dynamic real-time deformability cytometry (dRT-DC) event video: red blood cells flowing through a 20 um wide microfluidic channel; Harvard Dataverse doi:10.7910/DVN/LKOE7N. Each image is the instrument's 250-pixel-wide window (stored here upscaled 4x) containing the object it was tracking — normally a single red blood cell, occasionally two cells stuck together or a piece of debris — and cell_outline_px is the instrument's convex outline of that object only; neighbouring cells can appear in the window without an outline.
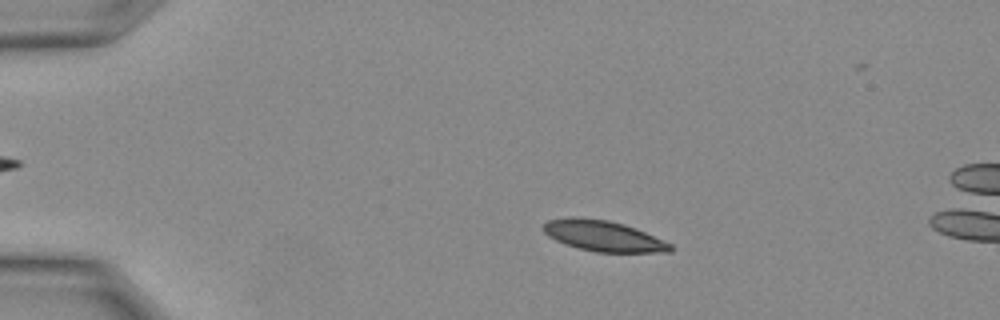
{"species": "Egyptian fruit bat (a non-hibernating species)", "species_latin": "Rousettus aegyptiacus", "temperature_condition": "warm", "stored_images_in_passage": 10, "camera_frame_rate_fps": 3000, "um_per_image_px": 0.085, "animal": {"sex": "female"}, "frame": {"image": 1, "passage_image": 6, "time_ms": 1.667, "image_size_px": [1000, 320], "cell_outline_px": [[672, 252], [596, 252], [564, 244], [548, 236], [544, 232], [544, 224], [548, 220], [568, 216], [580, 216], [608, 220], [624, 224], [636, 228], [672, 244]], "centroid_in_image_um": [51.27, 20.04], "position_along_channel_um": 33.7, "area_um2": 22.83}}